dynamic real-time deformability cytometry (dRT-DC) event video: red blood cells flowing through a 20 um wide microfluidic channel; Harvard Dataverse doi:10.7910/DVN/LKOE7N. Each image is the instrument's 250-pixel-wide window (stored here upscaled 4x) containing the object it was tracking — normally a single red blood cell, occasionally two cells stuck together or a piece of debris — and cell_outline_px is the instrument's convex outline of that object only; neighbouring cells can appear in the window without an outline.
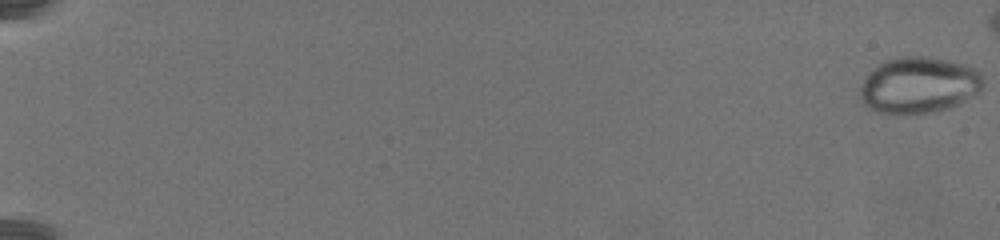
{"species": "common noctule bat (a hibernating species)", "species_latin": "Nyctalus noctula", "temperature_condition": "warm", "stored_images_in_passage": 74, "camera_frame_rate_fps": 3000, "um_per_image_px": 0.085, "animal": {"sex": "female", "body_mass_g": 19.5, "forearm_length_mm": 54.1}, "frame": {"image": 1, "passage_image": 1, "time_ms": 0.0, "image_size_px": [1000, 240], "cell_outline_px": [[984, 84], [980, 92], [948, 108], [936, 112], [904, 116], [896, 116], [876, 112], [868, 108], [860, 100], [860, 88], [868, 72], [872, 68], [888, 60], [900, 56], [924, 56], [948, 60], [964, 64], [976, 68], [984, 76]], "centroid_in_image_um": [78.09, 7.27], "position_along_channel_um": 6.9, "area_um2": 41.21}}
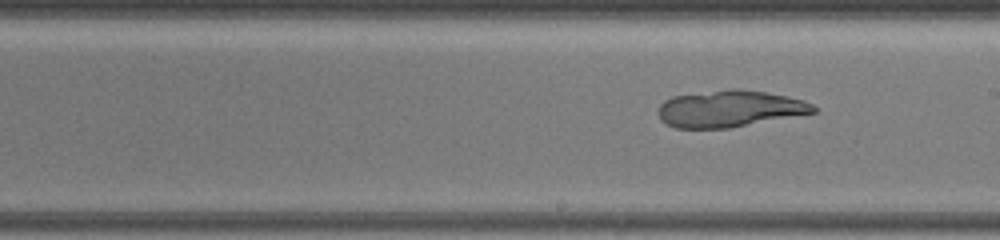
{"frame": {"image": 2, "passage_image": 49, "time_ms": 16.0, "image_size_px": [1000, 240], "cell_outline_px": [[816, 112], [728, 128], [676, 128], [660, 120], [656, 112], [660, 104], [664, 100], [672, 96], [732, 88], [736, 88], [764, 92], [804, 100], [812, 104], [816, 108]], "centroid_in_image_um": [61.96, 9.24], "position_along_channel_um": 227.0, "area_um2": 33.0}}
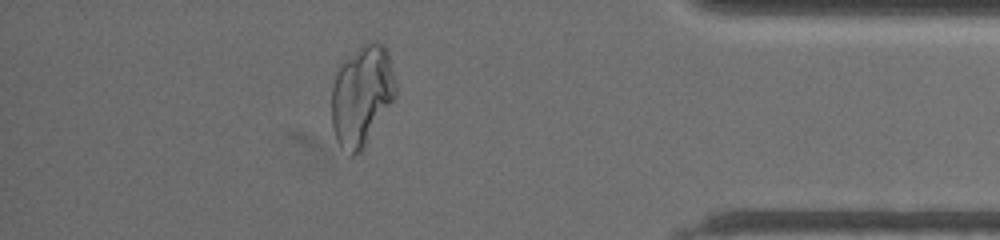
{"frame": {"image": 3, "passage_image": 71, "time_ms": 23.333, "image_size_px": [1000, 240], "cell_outline_px": [[396, 92], [392, 100], [364, 148], [360, 152], [352, 156], [348, 156], [340, 148], [336, 140], [332, 124], [332, 88], [336, 72], [340, 64], [360, 44], [368, 40], [376, 40], [384, 44], [388, 48], [396, 80]], "centroid_in_image_um": [30.75, 8.07], "position_along_channel_um": 404.5, "area_um2": 38.09}}